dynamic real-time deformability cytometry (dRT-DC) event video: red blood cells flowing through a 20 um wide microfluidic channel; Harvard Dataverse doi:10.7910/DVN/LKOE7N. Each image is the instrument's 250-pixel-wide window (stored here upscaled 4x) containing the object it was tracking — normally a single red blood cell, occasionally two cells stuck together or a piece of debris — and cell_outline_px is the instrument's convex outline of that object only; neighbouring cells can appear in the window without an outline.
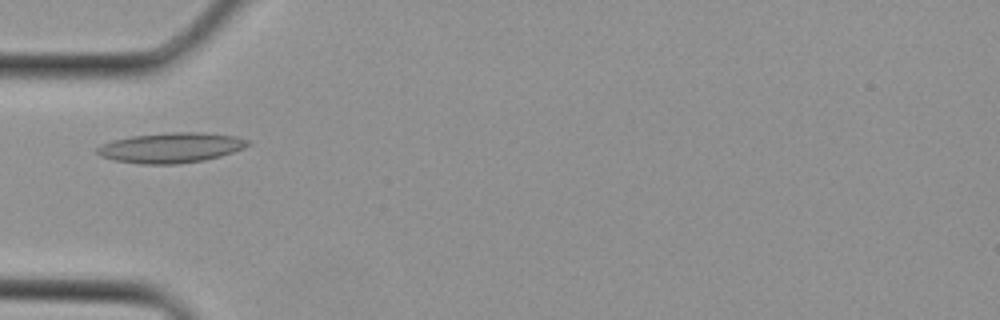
{"species": "Egyptian fruit bat (a non-hibernating species)", "species_latin": "Rousettus aegyptiacus", "temperature_condition": "cold", "stored_images_in_passage": 1, "camera_frame_rate_fps": 3000, "um_per_image_px": 0.085, "animal": {"sex": "female"}, "frame": {"image": 1, "passage_image": 1, "time_ms": 0.0, "image_size_px": [1000, 320], "cell_outline_px": [[252, 144], [244, 148], [220, 156], [204, 160], [176, 164], [140, 164], [112, 160], [100, 156], [96, 152], [96, 148], [100, 144], [112, 140], [132, 136], [172, 132], [204, 132], [236, 136], [248, 140]], "centroid_in_image_um": [14.52, 12.55], "position_along_channel_um": 70.5, "area_um2": 26.65}}